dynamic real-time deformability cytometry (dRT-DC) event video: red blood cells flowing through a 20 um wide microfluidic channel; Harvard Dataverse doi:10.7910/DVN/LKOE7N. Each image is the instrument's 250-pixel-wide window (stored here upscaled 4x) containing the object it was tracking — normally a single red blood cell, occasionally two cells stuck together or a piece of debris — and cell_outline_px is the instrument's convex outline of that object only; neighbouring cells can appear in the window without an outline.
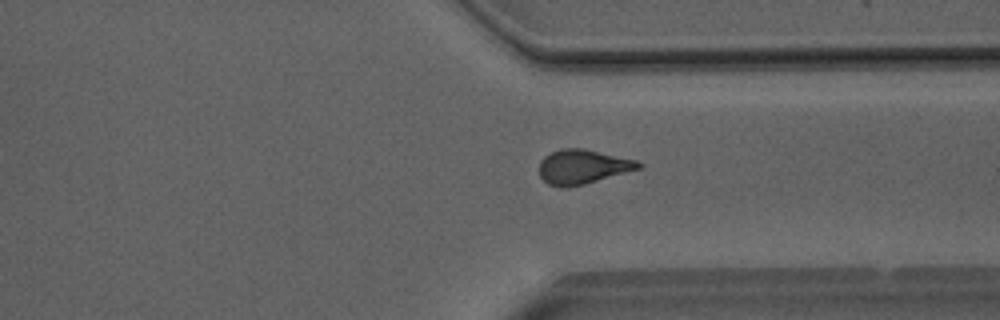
{"species": "Egyptian fruit bat (a non-hibernating species)", "species_latin": "Rousettus aegyptiacus", "temperature_condition": "room temperature", "stored_images_in_passage": 41, "camera_frame_rate_fps": 3000, "um_per_image_px": 0.085, "animal": {"sex": "male"}, "frame": {"image": 1, "passage_image": 35, "time_ms": 11.333, "image_size_px": [1000, 320], "cell_outline_px": [[640, 168], [584, 184], [564, 188], [548, 184], [540, 176], [540, 160], [544, 156], [552, 152], [564, 148], [580, 148], [636, 160], [640, 164]], "centroid_in_image_um": [49.47, 14.18], "position_along_channel_um": 361.9, "area_um2": 19.42}}